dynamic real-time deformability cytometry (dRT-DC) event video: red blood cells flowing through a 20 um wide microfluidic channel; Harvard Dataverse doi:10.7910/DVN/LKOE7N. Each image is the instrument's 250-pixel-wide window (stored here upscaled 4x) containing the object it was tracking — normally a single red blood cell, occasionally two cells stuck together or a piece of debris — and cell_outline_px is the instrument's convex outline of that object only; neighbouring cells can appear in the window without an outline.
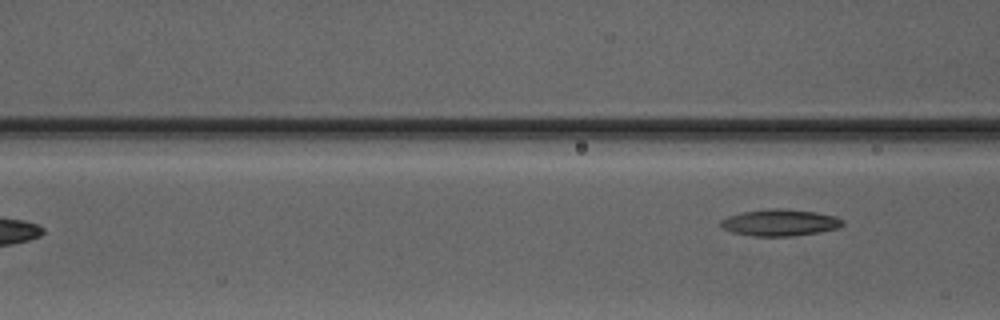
{"species": "Egyptian fruit bat (a non-hibernating species)", "species_latin": "Rousettus aegyptiacus", "temperature_condition": "warm", "stored_images_in_passage": 7, "camera_frame_rate_fps": 3000, "um_per_image_px": 0.085, "animal": {"sex": "male"}, "frame": {"image": 1, "passage_image": 7, "time_ms": 8.333, "image_size_px": [1000, 320], "cell_outline_px": [[844, 224], [840, 228], [820, 232], [792, 236], [752, 236], [732, 232], [724, 228], [720, 224], [720, 220], [728, 216], [744, 212], [772, 208], [780, 208], [816, 212], [836, 216], [844, 220]], "centroid_in_image_um": [66.34, 18.92], "position_along_channel_um": 100.3, "area_um2": 18.96}}